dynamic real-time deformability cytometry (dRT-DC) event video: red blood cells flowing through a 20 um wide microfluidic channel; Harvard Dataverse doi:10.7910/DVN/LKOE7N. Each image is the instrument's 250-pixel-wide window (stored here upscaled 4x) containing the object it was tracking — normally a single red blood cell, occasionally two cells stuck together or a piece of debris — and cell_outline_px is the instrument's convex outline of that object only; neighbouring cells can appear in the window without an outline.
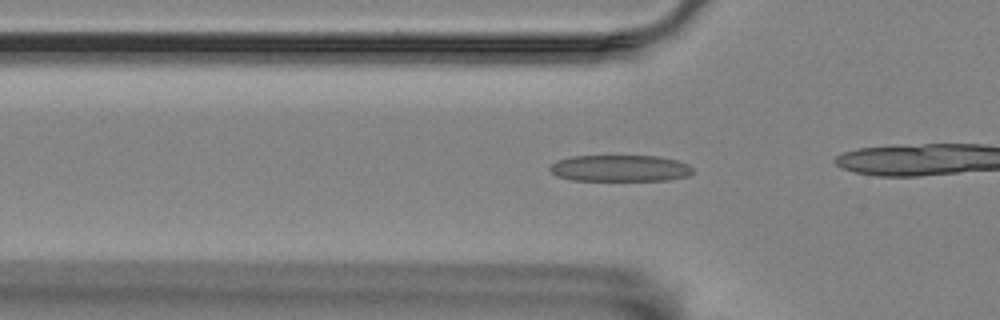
{"species": "Egyptian fruit bat (a non-hibernating species)", "species_latin": "Rousettus aegyptiacus", "temperature_condition": "room temperature", "stored_images_in_passage": 41, "camera_frame_rate_fps": 3000, "um_per_image_px": 0.085, "animal": {"sex": "female"}, "frame": {"image": 1, "passage_image": 15, "time_ms": 4.667, "image_size_px": [1000, 320], "cell_outline_px": [[692, 172], [688, 176], [668, 180], [572, 180], [556, 176], [548, 168], [556, 160], [572, 156], [660, 156], [676, 160], [688, 164], [692, 168]], "centroid_in_image_um": [52.69, 14.3], "position_along_channel_um": 73.1, "area_um2": 22.08}}
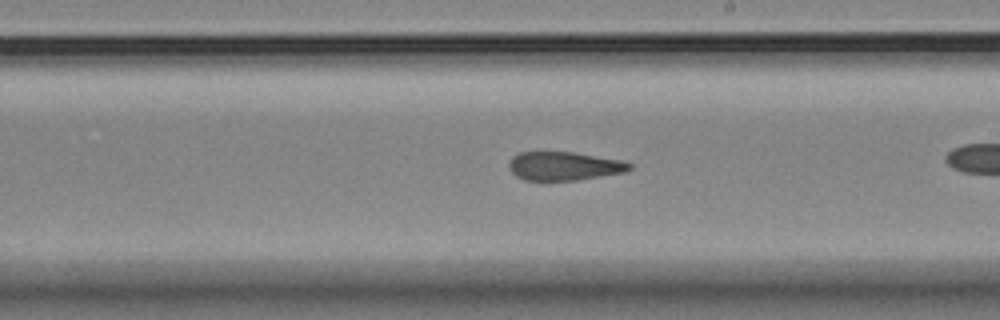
{"frame": {"image": 2, "passage_image": 29, "time_ms": 9.333, "image_size_px": [1000, 320], "cell_outline_px": [[632, 168], [624, 172], [576, 180], [524, 180], [516, 176], [508, 168], [508, 164], [512, 156], [520, 152], [572, 152], [624, 160], [632, 164]], "centroid_in_image_um": [47.94, 14.11], "position_along_channel_um": 241.1, "area_um2": 20.11}}
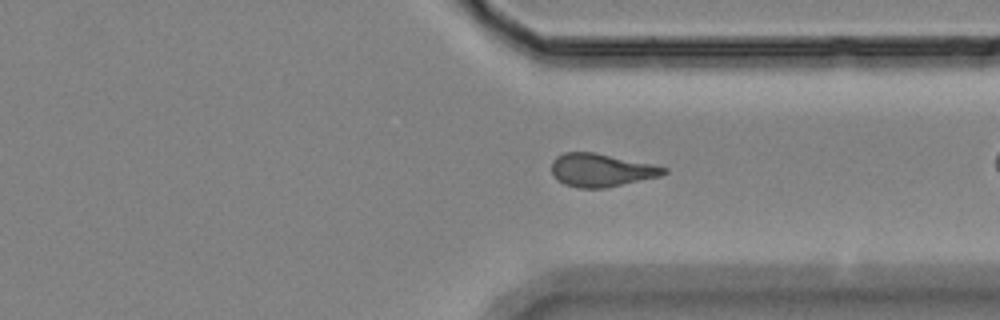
{"frame": {"image": 3, "passage_image": 39, "time_ms": 12.667, "image_size_px": [1000, 320], "cell_outline_px": [[668, 172], [660, 176], [604, 188], [580, 188], [564, 184], [556, 180], [552, 172], [552, 160], [556, 156], [564, 152], [592, 152], [652, 164], [668, 168]], "centroid_in_image_um": [51.07, 14.46], "position_along_channel_um": 360.3, "area_um2": 21.5}}